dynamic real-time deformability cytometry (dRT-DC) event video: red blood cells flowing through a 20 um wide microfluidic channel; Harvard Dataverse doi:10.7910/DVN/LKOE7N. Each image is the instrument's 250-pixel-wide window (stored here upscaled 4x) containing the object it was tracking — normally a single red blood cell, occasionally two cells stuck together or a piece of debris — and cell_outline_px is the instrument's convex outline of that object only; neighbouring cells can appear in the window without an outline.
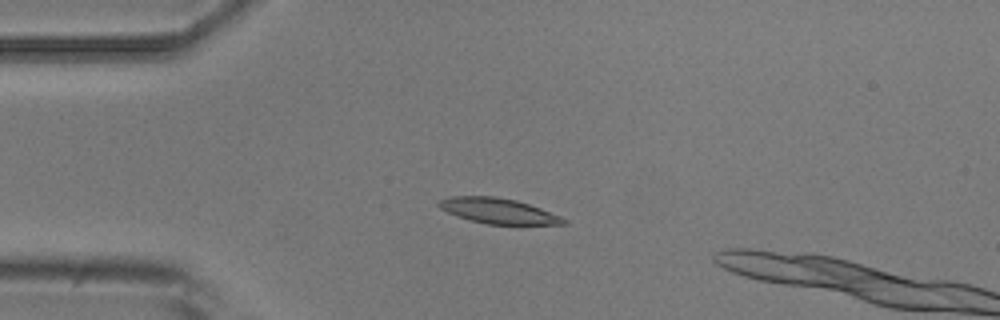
{"species": "common noctule bat (a hibernating species)", "species_latin": "Nyctalus noctula", "temperature_condition": "room temperature", "stored_images_in_passage": 5, "camera_frame_rate_fps": 3000, "um_per_image_px": 0.085, "animal": {"sex": "male", "body_mass_g": 20.5, "forearm_length_mm": 52.5}, "frame": {"image": 1, "passage_image": 4, "time_ms": 4.333, "image_size_px": [1000, 320], "cell_outline_px": [[568, 224], [488, 224], [472, 220], [448, 212], [440, 208], [436, 204], [440, 200], [448, 196], [496, 196], [516, 200], [540, 208], [560, 216], [568, 220]], "centroid_in_image_um": [42.35, 17.91], "position_along_channel_um": 42.6, "area_um2": 18.21}}